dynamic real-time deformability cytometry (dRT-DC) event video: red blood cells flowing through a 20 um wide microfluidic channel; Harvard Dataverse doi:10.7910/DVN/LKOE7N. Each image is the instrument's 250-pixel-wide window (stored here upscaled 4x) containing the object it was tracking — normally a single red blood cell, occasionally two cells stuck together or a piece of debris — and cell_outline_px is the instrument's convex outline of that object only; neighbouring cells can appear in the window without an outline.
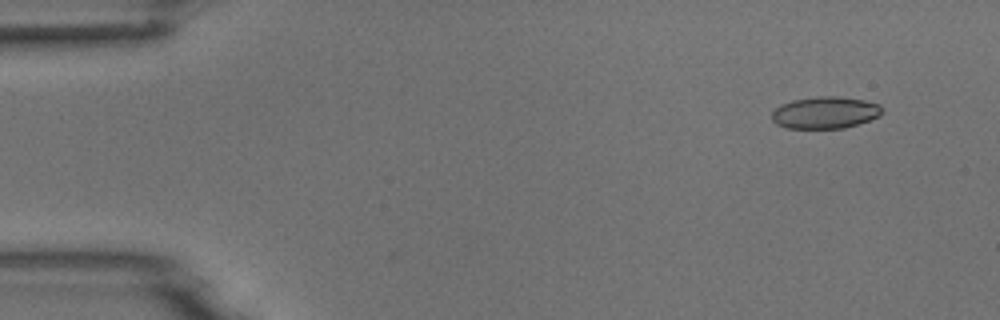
{"species": "common noctule bat (a hibernating species)", "species_latin": "Nyctalus noctula", "temperature_condition": "room temperature", "stored_images_in_passage": 5, "camera_frame_rate_fps": 3000, "um_per_image_px": 0.085, "animal": {"sex": "male", "body_mass_g": 18.8}, "frame": {"image": 1, "passage_image": 1, "time_ms": 0.0, "image_size_px": [1000, 320], "cell_outline_px": [[884, 112], [880, 116], [844, 128], [788, 128], [776, 124], [772, 120], [772, 112], [780, 104], [792, 100], [820, 96], [840, 96], [864, 100], [880, 104]], "centroid_in_image_um": [70.15, 9.56], "position_along_channel_um": 14.9, "area_um2": 20.58}}
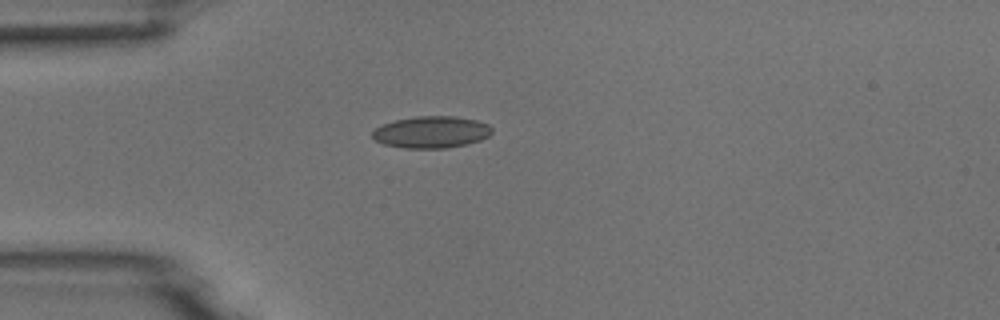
{"frame": {"image": 2, "passage_image": 4, "time_ms": 1.0, "image_size_px": [1000, 320], "cell_outline_px": [[492, 132], [488, 136], [480, 140], [468, 144], [444, 148], [404, 148], [384, 144], [376, 140], [372, 136], [372, 132], [380, 124], [396, 120], [416, 116], [456, 116], [476, 120], [488, 124], [492, 128]], "centroid_in_image_um": [36.67, 11.22], "position_along_channel_um": 48.3, "area_um2": 22.2}}